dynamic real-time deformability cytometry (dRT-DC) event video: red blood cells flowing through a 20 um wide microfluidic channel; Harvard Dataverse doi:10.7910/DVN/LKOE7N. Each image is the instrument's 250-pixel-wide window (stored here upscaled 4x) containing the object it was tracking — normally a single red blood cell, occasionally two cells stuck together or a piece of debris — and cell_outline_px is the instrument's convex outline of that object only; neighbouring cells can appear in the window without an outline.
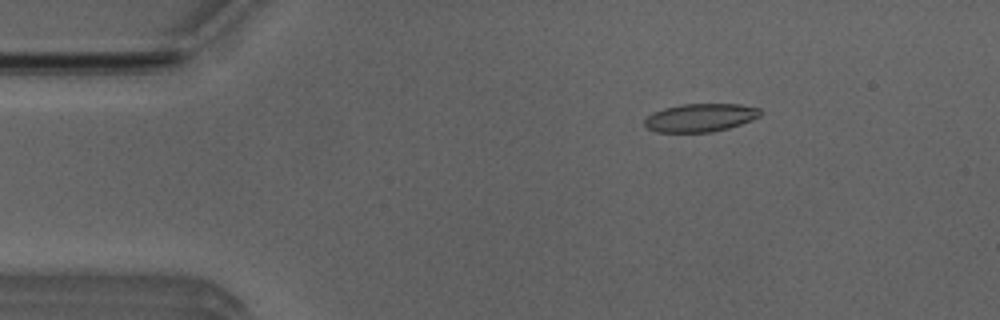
{"species": "Egyptian fruit bat (a non-hibernating species)", "species_latin": "Rousettus aegyptiacus", "temperature_condition": "room temperature", "stored_images_in_passage": 51, "camera_frame_rate_fps": 3000, "um_per_image_px": 0.085, "animal": {"sex": "male"}, "frame": {"image": 1, "passage_image": 8, "time_ms": 2.333, "image_size_px": [1000, 320], "cell_outline_px": [[760, 116], [752, 120], [728, 128], [712, 132], [656, 132], [648, 128], [644, 124], [644, 120], [652, 112], [664, 108], [684, 104], [740, 104], [760, 108]], "centroid_in_image_um": [59.52, 10.0], "position_along_channel_um": 25.5, "area_um2": 18.96}}
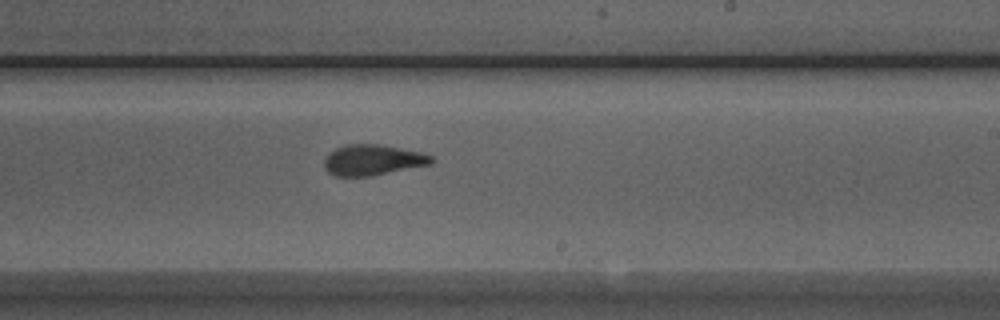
{"frame": {"image": 2, "passage_image": 30, "time_ms": 9.667, "image_size_px": [1000, 320], "cell_outline_px": [[436, 160], [432, 164], [368, 176], [336, 176], [328, 172], [324, 168], [324, 160], [328, 152], [336, 148], [348, 144], [380, 144], [420, 152], [432, 156]], "centroid_in_image_um": [31.67, 13.59], "position_along_channel_um": 257.3, "area_um2": 19.13}}
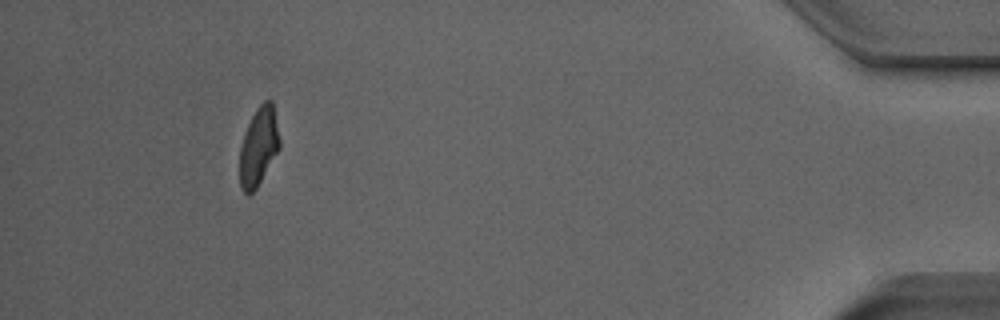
{"frame": {"image": 3, "passage_image": 47, "time_ms": 15.333, "image_size_px": [1000, 320], "cell_outline_px": [[280, 148], [256, 188], [248, 196], [240, 188], [240, 144], [244, 132], [256, 108], [264, 100], [272, 100], [280, 140]], "centroid_in_image_um": [21.97, 12.45], "position_along_channel_um": 413.2, "area_um2": 18.21}, "authors_computed_cell_mechanics": {"area_um2": 19.5364, "velocity_mm_per_s": 3.9938, "shape_relaxation_time_tau1_ms": 5.8843, "shape_relaxation_time_tau2_ms": 1.4249, "deformation_change_tau1": 0.1617, "deformation_change_tau2": 0.0699}}